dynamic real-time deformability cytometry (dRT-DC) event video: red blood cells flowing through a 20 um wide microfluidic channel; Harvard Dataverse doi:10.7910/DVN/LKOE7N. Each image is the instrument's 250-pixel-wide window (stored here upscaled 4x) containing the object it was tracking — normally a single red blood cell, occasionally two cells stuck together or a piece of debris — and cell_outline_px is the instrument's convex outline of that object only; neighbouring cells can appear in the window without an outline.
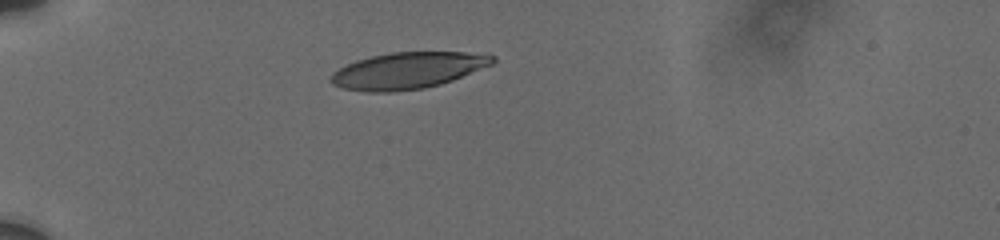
{"species": "human", "species_latin": "Homo sapiens", "temperature_condition": "cold", "stored_images_in_passage": 4, "camera_frame_rate_fps": 3000, "um_per_image_px": 0.085, "donor": {"sex": "male"}, "frame": {"image": 1, "passage_image": 1, "time_ms": 0.0, "image_size_px": [1000, 240], "cell_outline_px": [[496, 60], [492, 64], [452, 80], [440, 84], [424, 88], [392, 92], [364, 92], [344, 88], [332, 84], [328, 80], [332, 72], [356, 60], [372, 56], [392, 52], [464, 52], [496, 56]], "centroid_in_image_um": [34.62, 6.0], "position_along_channel_um": 50.4, "area_um2": 34.22}}
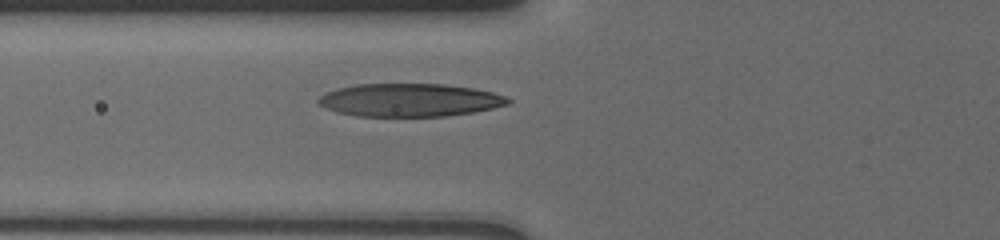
{"frame": {"image": 2, "passage_image": 4, "time_ms": 2.0, "image_size_px": [1000, 240], "cell_outline_px": [[512, 100], [508, 104], [476, 112], [448, 116], [356, 116], [340, 112], [328, 108], [320, 104], [316, 100], [320, 96], [328, 92], [340, 88], [356, 84], [444, 84], [476, 88], [492, 92], [504, 96]], "centroid_in_image_um": [34.88, 8.5], "position_along_channel_um": 90.9, "area_um2": 36.36}}